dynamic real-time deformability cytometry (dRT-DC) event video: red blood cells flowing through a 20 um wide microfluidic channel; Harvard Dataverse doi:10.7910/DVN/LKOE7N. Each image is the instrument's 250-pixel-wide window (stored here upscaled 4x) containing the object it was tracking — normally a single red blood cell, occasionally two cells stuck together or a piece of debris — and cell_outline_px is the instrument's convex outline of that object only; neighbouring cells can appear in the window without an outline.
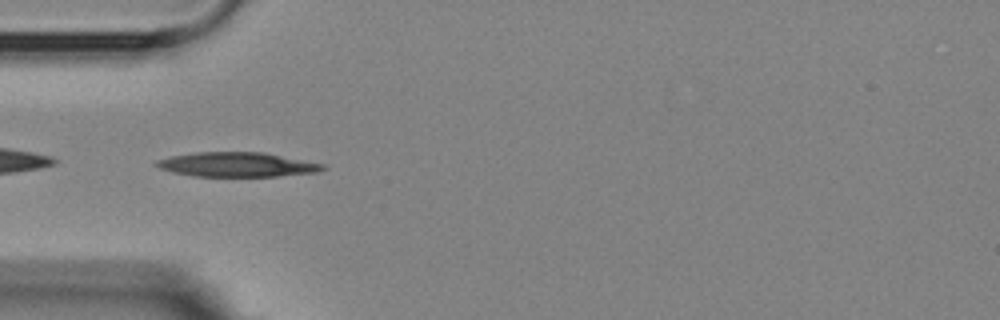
{"species": "Egyptian fruit bat (a non-hibernating species)", "species_latin": "Rousettus aegyptiacus", "temperature_condition": "room temperature", "stored_images_in_passage": 6, "camera_frame_rate_fps": 3000, "um_per_image_px": 0.085, "animal": {"sex": "female"}, "frame": {"image": 1, "passage_image": 5, "time_ms": 4.333, "image_size_px": [1000, 320], "cell_outline_px": [[328, 168], [320, 172], [276, 176], [192, 176], [172, 172], [160, 168], [152, 164], [156, 160], [172, 156], [196, 152], [264, 152], [324, 164]], "centroid_in_image_um": [20.16, 13.99], "position_along_channel_um": 64.8, "area_um2": 23.81}}
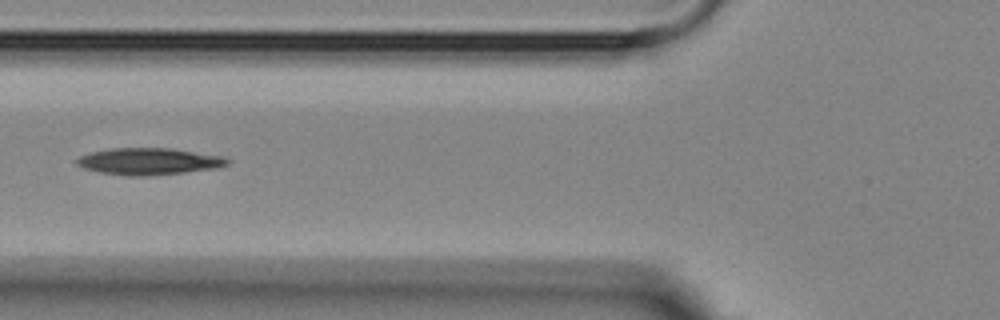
{"frame": {"image": 2, "passage_image": 6, "time_ms": 5.667, "image_size_px": [1000, 320], "cell_outline_px": [[232, 160], [228, 164], [216, 168], [184, 172], [148, 176], [128, 176], [96, 172], [84, 168], [76, 164], [76, 160], [80, 156], [92, 152], [112, 148], [172, 148], [224, 156]], "centroid_in_image_um": [12.67, 13.72], "position_along_channel_um": 113.1, "area_um2": 23.64}}